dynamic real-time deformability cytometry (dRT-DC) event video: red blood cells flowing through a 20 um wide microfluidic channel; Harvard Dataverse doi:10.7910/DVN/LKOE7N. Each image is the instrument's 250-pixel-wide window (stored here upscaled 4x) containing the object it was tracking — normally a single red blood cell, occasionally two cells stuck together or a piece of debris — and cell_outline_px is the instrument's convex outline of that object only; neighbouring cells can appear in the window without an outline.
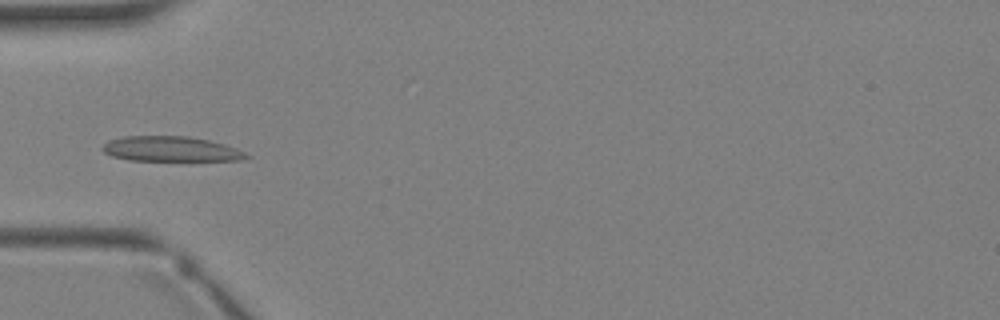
{"species": "Egyptian fruit bat (a non-hibernating species)", "species_latin": "Rousettus aegyptiacus", "temperature_condition": "warm", "stored_images_in_passage": 3, "camera_frame_rate_fps": 3000, "um_per_image_px": 0.085, "animal": {"sex": "female"}, "frame": {"image": 1, "passage_image": 3, "time_ms": 2.667, "image_size_px": [1000, 320], "cell_outline_px": [[252, 156], [240, 160], [128, 160], [112, 156], [104, 152], [100, 148], [108, 140], [124, 136], [188, 136], [208, 140], [224, 144], [236, 148]], "centroid_in_image_um": [14.49, 12.66], "position_along_channel_um": 70.5, "area_um2": 20.92}}